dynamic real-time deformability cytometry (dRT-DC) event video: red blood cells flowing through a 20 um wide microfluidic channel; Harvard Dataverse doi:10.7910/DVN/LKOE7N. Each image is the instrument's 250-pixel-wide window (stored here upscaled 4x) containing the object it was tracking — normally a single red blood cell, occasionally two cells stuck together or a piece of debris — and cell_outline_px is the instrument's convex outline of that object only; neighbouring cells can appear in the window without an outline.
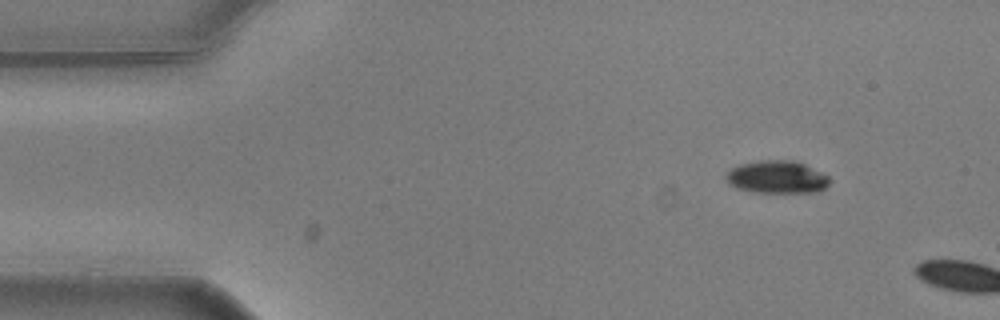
{"species": "common noctule bat (a hibernating species)", "species_latin": "Nyctalus noctula", "temperature_condition": "warm", "stored_images_in_passage": 3, "camera_frame_rate_fps": 3000, "um_per_image_px": 0.085, "animal": {"sex": "male", "body_mass_g": 20.5, "forearm_length_mm": 52.5}, "frame": {"image": 1, "passage_image": 1, "time_ms": 0.0, "image_size_px": [1000, 320], "cell_outline_px": [[828, 184], [824, 188], [816, 192], [752, 192], [736, 188], [728, 184], [724, 176], [732, 168], [740, 164], [760, 160], [792, 160], [804, 164], [828, 176]], "centroid_in_image_um": [65.98, 15.05], "position_along_channel_um": 19.0, "area_um2": 19.59}}